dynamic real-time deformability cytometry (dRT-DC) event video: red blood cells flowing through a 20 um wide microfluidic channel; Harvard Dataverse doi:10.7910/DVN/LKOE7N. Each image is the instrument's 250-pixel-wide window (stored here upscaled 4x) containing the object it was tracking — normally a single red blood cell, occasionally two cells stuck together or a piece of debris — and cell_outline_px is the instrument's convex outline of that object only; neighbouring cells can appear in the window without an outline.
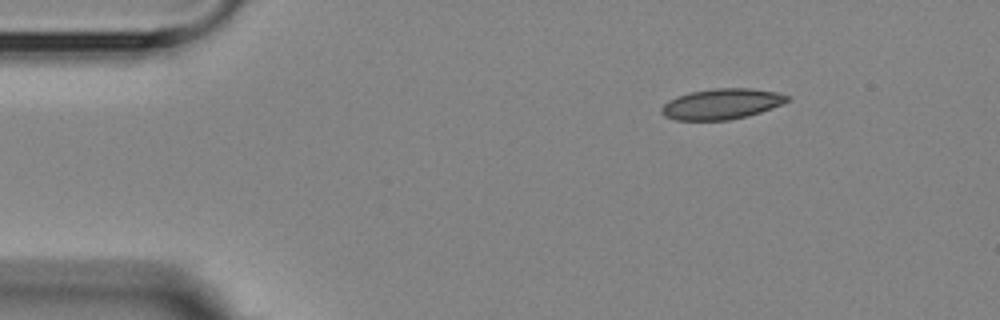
{"species": "Egyptian fruit bat (a non-hibernating species)", "species_latin": "Rousettus aegyptiacus", "temperature_condition": "room temperature", "stored_images_in_passage": 3, "camera_frame_rate_fps": 3000, "um_per_image_px": 0.085, "animal": {"sex": "female"}, "frame": {"image": 1, "passage_image": 1, "time_ms": 0.0, "image_size_px": [1000, 320], "cell_outline_px": [[792, 100], [784, 104], [748, 116], [728, 120], [676, 120], [664, 116], [660, 112], [660, 108], [668, 100], [676, 96], [688, 92], [716, 88], [752, 88], [776, 92], [788, 96]], "centroid_in_image_um": [61.33, 8.83], "position_along_channel_um": 23.7, "area_um2": 22.66}}